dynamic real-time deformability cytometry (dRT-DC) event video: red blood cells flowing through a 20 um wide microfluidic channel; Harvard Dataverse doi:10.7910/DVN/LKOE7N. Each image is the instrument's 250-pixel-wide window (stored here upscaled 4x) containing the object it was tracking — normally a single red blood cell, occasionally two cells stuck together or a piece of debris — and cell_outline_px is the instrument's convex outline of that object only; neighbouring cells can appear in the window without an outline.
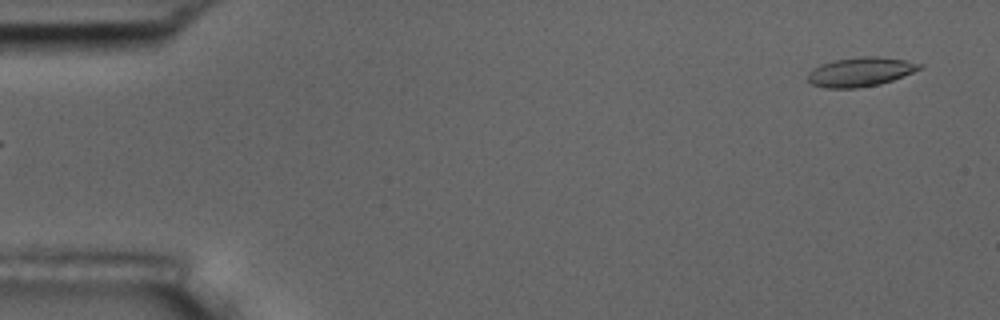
{"species": "common noctule bat (a hibernating species)", "species_latin": "Nyctalus noctula", "temperature_condition": "room temperature", "stored_images_in_passage": 6, "segment_of_instrument_passage": [2, 2], "camera_frame_rate_fps": 3000, "um_per_image_px": 0.085, "animal": {"sex": "male", "body_mass_g": 17.5, "forearm_length_mm": 52.3}, "frame": {"image": 1, "passage_image": 6, "time_ms": 1.667, "image_size_px": [1000, 320], "cell_outline_px": [[924, 68], [892, 80], [880, 84], [856, 88], [824, 88], [812, 84], [808, 80], [808, 72], [812, 68], [820, 64], [836, 60], [860, 56], [880, 56], [904, 60], [924, 64]], "centroid_in_image_um": [73.15, 6.1], "position_along_channel_um": 11.9, "area_um2": 19.13}}